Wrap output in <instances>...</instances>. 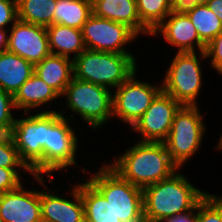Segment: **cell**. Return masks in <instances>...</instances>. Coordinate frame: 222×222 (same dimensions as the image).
I'll list each match as a JSON object with an SVG mask.
<instances>
[{"mask_svg":"<svg viewBox=\"0 0 222 222\" xmlns=\"http://www.w3.org/2000/svg\"><path fill=\"white\" fill-rule=\"evenodd\" d=\"M20 169H23L24 172H29L28 174L32 175V172L29 168H3L0 167V193H5L17 189L22 183V177L19 176L21 172Z\"/></svg>","mask_w":222,"mask_h":222,"instance_id":"31","label":"cell"},{"mask_svg":"<svg viewBox=\"0 0 222 222\" xmlns=\"http://www.w3.org/2000/svg\"><path fill=\"white\" fill-rule=\"evenodd\" d=\"M198 105H182L175 113L169 135L164 141L172 162L181 168L201 147L205 133Z\"/></svg>","mask_w":222,"mask_h":222,"instance_id":"6","label":"cell"},{"mask_svg":"<svg viewBox=\"0 0 222 222\" xmlns=\"http://www.w3.org/2000/svg\"><path fill=\"white\" fill-rule=\"evenodd\" d=\"M196 222H222V196L208 193L198 203Z\"/></svg>","mask_w":222,"mask_h":222,"instance_id":"27","label":"cell"},{"mask_svg":"<svg viewBox=\"0 0 222 222\" xmlns=\"http://www.w3.org/2000/svg\"><path fill=\"white\" fill-rule=\"evenodd\" d=\"M206 5L222 22V0H209Z\"/></svg>","mask_w":222,"mask_h":222,"instance_id":"34","label":"cell"},{"mask_svg":"<svg viewBox=\"0 0 222 222\" xmlns=\"http://www.w3.org/2000/svg\"><path fill=\"white\" fill-rule=\"evenodd\" d=\"M46 29L51 54L70 58L74 53L72 59H75L86 49L82 30L61 24H52Z\"/></svg>","mask_w":222,"mask_h":222,"instance_id":"21","label":"cell"},{"mask_svg":"<svg viewBox=\"0 0 222 222\" xmlns=\"http://www.w3.org/2000/svg\"><path fill=\"white\" fill-rule=\"evenodd\" d=\"M16 119L10 133L20 159L31 170L38 183L45 185L43 174V146L48 137V111H41L26 118Z\"/></svg>","mask_w":222,"mask_h":222,"instance_id":"5","label":"cell"},{"mask_svg":"<svg viewBox=\"0 0 222 222\" xmlns=\"http://www.w3.org/2000/svg\"><path fill=\"white\" fill-rule=\"evenodd\" d=\"M217 149H222V134L220 136V139L218 141V146L216 147Z\"/></svg>","mask_w":222,"mask_h":222,"instance_id":"38","label":"cell"},{"mask_svg":"<svg viewBox=\"0 0 222 222\" xmlns=\"http://www.w3.org/2000/svg\"><path fill=\"white\" fill-rule=\"evenodd\" d=\"M182 105L161 91L132 129L142 136L141 142H164L170 132L175 113Z\"/></svg>","mask_w":222,"mask_h":222,"instance_id":"12","label":"cell"},{"mask_svg":"<svg viewBox=\"0 0 222 222\" xmlns=\"http://www.w3.org/2000/svg\"><path fill=\"white\" fill-rule=\"evenodd\" d=\"M108 165L141 189L170 177L179 169L172 162L164 142L138 141Z\"/></svg>","mask_w":222,"mask_h":222,"instance_id":"1","label":"cell"},{"mask_svg":"<svg viewBox=\"0 0 222 222\" xmlns=\"http://www.w3.org/2000/svg\"><path fill=\"white\" fill-rule=\"evenodd\" d=\"M135 75L136 72L113 92V117L119 118L131 127L162 91V85L158 87L148 84L138 80Z\"/></svg>","mask_w":222,"mask_h":222,"instance_id":"10","label":"cell"},{"mask_svg":"<svg viewBox=\"0 0 222 222\" xmlns=\"http://www.w3.org/2000/svg\"><path fill=\"white\" fill-rule=\"evenodd\" d=\"M12 109H16L13 96L0 88V134H10L15 123Z\"/></svg>","mask_w":222,"mask_h":222,"instance_id":"29","label":"cell"},{"mask_svg":"<svg viewBox=\"0 0 222 222\" xmlns=\"http://www.w3.org/2000/svg\"><path fill=\"white\" fill-rule=\"evenodd\" d=\"M0 218L3 222H42L40 192L17 189L0 193Z\"/></svg>","mask_w":222,"mask_h":222,"instance_id":"15","label":"cell"},{"mask_svg":"<svg viewBox=\"0 0 222 222\" xmlns=\"http://www.w3.org/2000/svg\"><path fill=\"white\" fill-rule=\"evenodd\" d=\"M120 222H149V220L145 217V213L142 212L139 216L135 218H130L128 220H124Z\"/></svg>","mask_w":222,"mask_h":222,"instance_id":"37","label":"cell"},{"mask_svg":"<svg viewBox=\"0 0 222 222\" xmlns=\"http://www.w3.org/2000/svg\"><path fill=\"white\" fill-rule=\"evenodd\" d=\"M60 96L55 89L47 85L34 73L21 85L13 99L16 110L24 109V113H29L28 111L31 109L40 107V105L49 103L56 98L58 99Z\"/></svg>","mask_w":222,"mask_h":222,"instance_id":"20","label":"cell"},{"mask_svg":"<svg viewBox=\"0 0 222 222\" xmlns=\"http://www.w3.org/2000/svg\"><path fill=\"white\" fill-rule=\"evenodd\" d=\"M136 65L132 54L85 49L73 59L74 78L116 89L137 72Z\"/></svg>","mask_w":222,"mask_h":222,"instance_id":"3","label":"cell"},{"mask_svg":"<svg viewBox=\"0 0 222 222\" xmlns=\"http://www.w3.org/2000/svg\"><path fill=\"white\" fill-rule=\"evenodd\" d=\"M34 73L62 96L74 77L73 59L50 54L34 66Z\"/></svg>","mask_w":222,"mask_h":222,"instance_id":"18","label":"cell"},{"mask_svg":"<svg viewBox=\"0 0 222 222\" xmlns=\"http://www.w3.org/2000/svg\"><path fill=\"white\" fill-rule=\"evenodd\" d=\"M199 61L196 52H177L161 83L162 91L181 105L196 106L202 88V67Z\"/></svg>","mask_w":222,"mask_h":222,"instance_id":"9","label":"cell"},{"mask_svg":"<svg viewBox=\"0 0 222 222\" xmlns=\"http://www.w3.org/2000/svg\"><path fill=\"white\" fill-rule=\"evenodd\" d=\"M199 54L203 59L210 57V66L222 74V31L206 45L205 51Z\"/></svg>","mask_w":222,"mask_h":222,"instance_id":"30","label":"cell"},{"mask_svg":"<svg viewBox=\"0 0 222 222\" xmlns=\"http://www.w3.org/2000/svg\"><path fill=\"white\" fill-rule=\"evenodd\" d=\"M63 112L48 110V137L43 148V174L52 182V173L77 165L78 138Z\"/></svg>","mask_w":222,"mask_h":222,"instance_id":"8","label":"cell"},{"mask_svg":"<svg viewBox=\"0 0 222 222\" xmlns=\"http://www.w3.org/2000/svg\"><path fill=\"white\" fill-rule=\"evenodd\" d=\"M178 171L142 189L143 212L149 222H163L191 211L208 194L192 185Z\"/></svg>","mask_w":222,"mask_h":222,"instance_id":"2","label":"cell"},{"mask_svg":"<svg viewBox=\"0 0 222 222\" xmlns=\"http://www.w3.org/2000/svg\"><path fill=\"white\" fill-rule=\"evenodd\" d=\"M194 211H197V212L193 213ZM197 216H198V204L193 210L182 213V214H178L171 218H167L163 222H196Z\"/></svg>","mask_w":222,"mask_h":222,"instance_id":"33","label":"cell"},{"mask_svg":"<svg viewBox=\"0 0 222 222\" xmlns=\"http://www.w3.org/2000/svg\"><path fill=\"white\" fill-rule=\"evenodd\" d=\"M92 14L114 22L123 23L138 36L151 35V31L141 22L136 0H91Z\"/></svg>","mask_w":222,"mask_h":222,"instance_id":"17","label":"cell"},{"mask_svg":"<svg viewBox=\"0 0 222 222\" xmlns=\"http://www.w3.org/2000/svg\"><path fill=\"white\" fill-rule=\"evenodd\" d=\"M88 181L111 204L120 221L135 218L143 212L142 189L123 179L108 164H103Z\"/></svg>","mask_w":222,"mask_h":222,"instance_id":"7","label":"cell"},{"mask_svg":"<svg viewBox=\"0 0 222 222\" xmlns=\"http://www.w3.org/2000/svg\"><path fill=\"white\" fill-rule=\"evenodd\" d=\"M162 34L171 46L178 47V53L205 51L206 45L200 40L197 30L188 15L176 8L152 31L151 35Z\"/></svg>","mask_w":222,"mask_h":222,"instance_id":"14","label":"cell"},{"mask_svg":"<svg viewBox=\"0 0 222 222\" xmlns=\"http://www.w3.org/2000/svg\"><path fill=\"white\" fill-rule=\"evenodd\" d=\"M85 222H120L110 203L89 182L80 183Z\"/></svg>","mask_w":222,"mask_h":222,"instance_id":"22","label":"cell"},{"mask_svg":"<svg viewBox=\"0 0 222 222\" xmlns=\"http://www.w3.org/2000/svg\"><path fill=\"white\" fill-rule=\"evenodd\" d=\"M34 74V65L21 56L0 52V88L12 96Z\"/></svg>","mask_w":222,"mask_h":222,"instance_id":"19","label":"cell"},{"mask_svg":"<svg viewBox=\"0 0 222 222\" xmlns=\"http://www.w3.org/2000/svg\"><path fill=\"white\" fill-rule=\"evenodd\" d=\"M69 110L97 129L113 117V94L109 88L73 77L62 96Z\"/></svg>","mask_w":222,"mask_h":222,"instance_id":"4","label":"cell"},{"mask_svg":"<svg viewBox=\"0 0 222 222\" xmlns=\"http://www.w3.org/2000/svg\"><path fill=\"white\" fill-rule=\"evenodd\" d=\"M136 4L141 22L151 32L178 8L177 0H136Z\"/></svg>","mask_w":222,"mask_h":222,"instance_id":"26","label":"cell"},{"mask_svg":"<svg viewBox=\"0 0 222 222\" xmlns=\"http://www.w3.org/2000/svg\"><path fill=\"white\" fill-rule=\"evenodd\" d=\"M91 14V0H57L53 24H61L81 30Z\"/></svg>","mask_w":222,"mask_h":222,"instance_id":"23","label":"cell"},{"mask_svg":"<svg viewBox=\"0 0 222 222\" xmlns=\"http://www.w3.org/2000/svg\"><path fill=\"white\" fill-rule=\"evenodd\" d=\"M81 30L85 48L93 51L131 54L125 50V46L138 37L127 25L94 14H91Z\"/></svg>","mask_w":222,"mask_h":222,"instance_id":"11","label":"cell"},{"mask_svg":"<svg viewBox=\"0 0 222 222\" xmlns=\"http://www.w3.org/2000/svg\"><path fill=\"white\" fill-rule=\"evenodd\" d=\"M18 20L17 0H0V29Z\"/></svg>","mask_w":222,"mask_h":222,"instance_id":"32","label":"cell"},{"mask_svg":"<svg viewBox=\"0 0 222 222\" xmlns=\"http://www.w3.org/2000/svg\"><path fill=\"white\" fill-rule=\"evenodd\" d=\"M178 8L188 15L205 45L222 31V22L207 5L178 6Z\"/></svg>","mask_w":222,"mask_h":222,"instance_id":"24","label":"cell"},{"mask_svg":"<svg viewBox=\"0 0 222 222\" xmlns=\"http://www.w3.org/2000/svg\"><path fill=\"white\" fill-rule=\"evenodd\" d=\"M209 0H177L178 6L206 5Z\"/></svg>","mask_w":222,"mask_h":222,"instance_id":"36","label":"cell"},{"mask_svg":"<svg viewBox=\"0 0 222 222\" xmlns=\"http://www.w3.org/2000/svg\"><path fill=\"white\" fill-rule=\"evenodd\" d=\"M0 167L28 168L20 159L18 150L10 134H0Z\"/></svg>","mask_w":222,"mask_h":222,"instance_id":"28","label":"cell"},{"mask_svg":"<svg viewBox=\"0 0 222 222\" xmlns=\"http://www.w3.org/2000/svg\"><path fill=\"white\" fill-rule=\"evenodd\" d=\"M7 30L0 29V52L7 51L9 35Z\"/></svg>","mask_w":222,"mask_h":222,"instance_id":"35","label":"cell"},{"mask_svg":"<svg viewBox=\"0 0 222 222\" xmlns=\"http://www.w3.org/2000/svg\"><path fill=\"white\" fill-rule=\"evenodd\" d=\"M57 0H17L18 19L48 27L53 24Z\"/></svg>","mask_w":222,"mask_h":222,"instance_id":"25","label":"cell"},{"mask_svg":"<svg viewBox=\"0 0 222 222\" xmlns=\"http://www.w3.org/2000/svg\"><path fill=\"white\" fill-rule=\"evenodd\" d=\"M70 193L73 201L49 190L40 191L42 222H85L80 184L73 186Z\"/></svg>","mask_w":222,"mask_h":222,"instance_id":"16","label":"cell"},{"mask_svg":"<svg viewBox=\"0 0 222 222\" xmlns=\"http://www.w3.org/2000/svg\"><path fill=\"white\" fill-rule=\"evenodd\" d=\"M7 51L34 66L51 54L46 27L17 20L10 28Z\"/></svg>","mask_w":222,"mask_h":222,"instance_id":"13","label":"cell"}]
</instances>
